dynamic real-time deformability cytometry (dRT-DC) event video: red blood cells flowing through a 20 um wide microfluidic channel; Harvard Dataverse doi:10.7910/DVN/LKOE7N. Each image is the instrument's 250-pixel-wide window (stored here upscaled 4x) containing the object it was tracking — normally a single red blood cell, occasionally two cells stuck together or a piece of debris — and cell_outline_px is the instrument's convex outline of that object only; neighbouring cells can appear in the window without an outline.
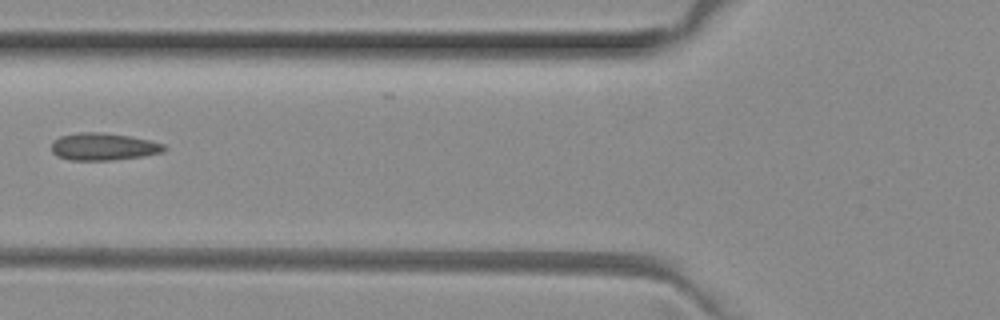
{"species": "common noctule bat (a hibernating species)", "species_latin": "Nyctalus noctula", "temperature_condition": "room temperature", "stored_images_in_passage": 2, "camera_frame_rate_fps": 3000, "um_per_image_px": 0.085, "animal": {"sex": "female", "body_mass_g": 29.2, "forearm_length_mm": 56.3}, "frame": {"image": 1, "passage_image": 2, "time_ms": 0.333, "image_size_px": [1000, 320], "cell_outline_px": [[168, 148], [164, 152], [144, 156], [112, 160], [68, 160], [56, 156], [52, 152], [52, 140], [60, 136], [80, 132], [100, 132], [128, 136], [148, 140], [164, 144]], "centroid_in_image_um": [8.78, 12.47], "position_along_channel_um": 117.0, "area_um2": 18.03}}